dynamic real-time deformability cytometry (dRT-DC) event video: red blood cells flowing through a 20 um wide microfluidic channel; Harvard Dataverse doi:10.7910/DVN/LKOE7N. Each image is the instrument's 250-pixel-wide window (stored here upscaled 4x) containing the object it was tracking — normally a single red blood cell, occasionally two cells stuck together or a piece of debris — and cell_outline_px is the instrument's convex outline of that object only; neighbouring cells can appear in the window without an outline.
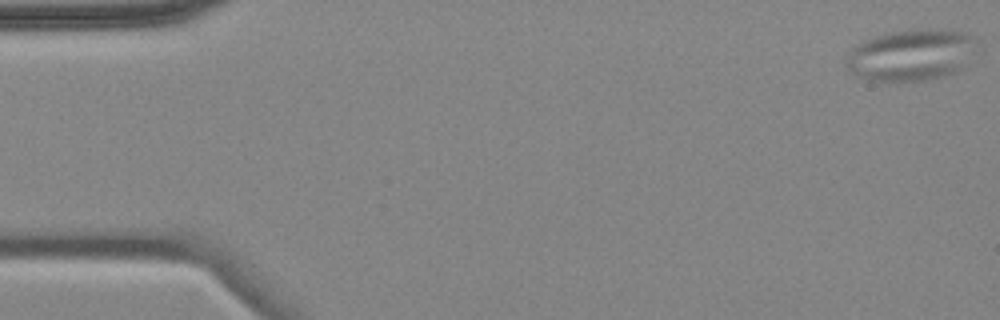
{"species": "common noctule bat (a hibernating species)", "species_latin": "Nyctalus noctula", "temperature_condition": "cold", "stored_images_in_passage": 5, "camera_frame_rate_fps": 3000, "um_per_image_px": 0.085, "animal": {"sex": "female", "body_mass_g": 18.4}, "frame": {"image": 1, "passage_image": 1, "time_ms": 0.0, "image_size_px": [1000, 320], "cell_outline_px": [[976, 40], [964, 64], [956, 72], [944, 76], [928, 80], [868, 80], [848, 72], [848, 64], [852, 48], [860, 40], [888, 32], [920, 28], [944, 28], [968, 32]], "centroid_in_image_um": [77.43, 4.63], "position_along_channel_um": 7.6, "area_um2": 39.02}}